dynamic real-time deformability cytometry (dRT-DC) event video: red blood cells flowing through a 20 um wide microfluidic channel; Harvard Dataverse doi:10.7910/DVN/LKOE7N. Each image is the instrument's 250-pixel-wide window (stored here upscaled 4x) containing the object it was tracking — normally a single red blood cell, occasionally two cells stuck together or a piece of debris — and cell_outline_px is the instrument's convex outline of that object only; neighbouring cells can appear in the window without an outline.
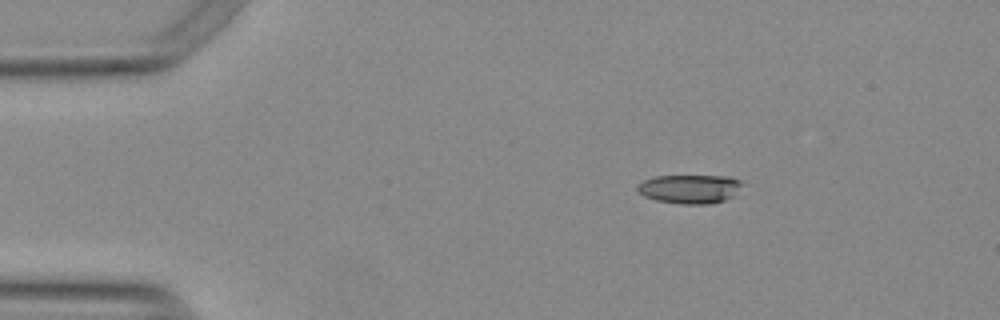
{"species": "Egyptian fruit bat (a non-hibernating species)", "species_latin": "Rousettus aegyptiacus", "temperature_condition": "warm", "stored_images_in_passage": 9, "camera_frame_rate_fps": 3000, "um_per_image_px": 0.085, "animal": {"sex": "female"}, "frame": {"image": 1, "passage_image": 1, "time_ms": 0.0, "image_size_px": [1000, 320], "cell_outline_px": [[744, 184], [732, 196], [724, 200], [708, 204], [680, 204], [656, 200], [644, 196], [636, 188], [636, 184], [644, 180], [656, 176], [728, 176], [740, 180]], "centroid_in_image_um": [58.62, 16.05], "position_along_channel_um": 26.4, "area_um2": 17.63}}